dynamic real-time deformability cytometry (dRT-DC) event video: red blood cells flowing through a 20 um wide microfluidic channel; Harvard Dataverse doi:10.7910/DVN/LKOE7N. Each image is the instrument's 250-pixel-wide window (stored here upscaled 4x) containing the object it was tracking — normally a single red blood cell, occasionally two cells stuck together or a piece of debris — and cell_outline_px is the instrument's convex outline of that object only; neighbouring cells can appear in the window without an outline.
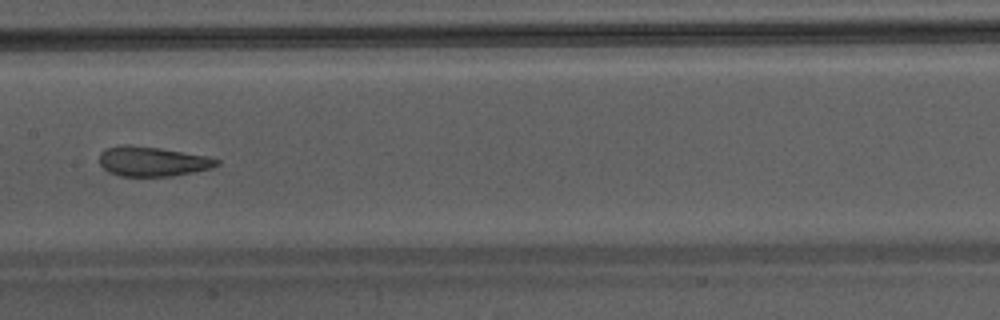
{"species": "Egyptian fruit bat (a non-hibernating species)", "species_latin": "Rousettus aegyptiacus", "temperature_condition": "warm", "stored_images_in_passage": 32, "camera_frame_rate_fps": 3000, "um_per_image_px": 0.085, "animal": {"sex": "male"}, "frame": {"image": 1, "passage_image": 10, "time_ms": 3.0, "image_size_px": [1000, 320], "cell_outline_px": [[220, 164], [212, 168], [172, 176], [120, 176], [108, 172], [100, 164], [100, 152], [108, 148], [124, 144], [160, 148], [208, 156], [220, 160]], "centroid_in_image_um": [12.97, 13.72], "position_along_channel_um": 194.4, "area_um2": 20.29}}